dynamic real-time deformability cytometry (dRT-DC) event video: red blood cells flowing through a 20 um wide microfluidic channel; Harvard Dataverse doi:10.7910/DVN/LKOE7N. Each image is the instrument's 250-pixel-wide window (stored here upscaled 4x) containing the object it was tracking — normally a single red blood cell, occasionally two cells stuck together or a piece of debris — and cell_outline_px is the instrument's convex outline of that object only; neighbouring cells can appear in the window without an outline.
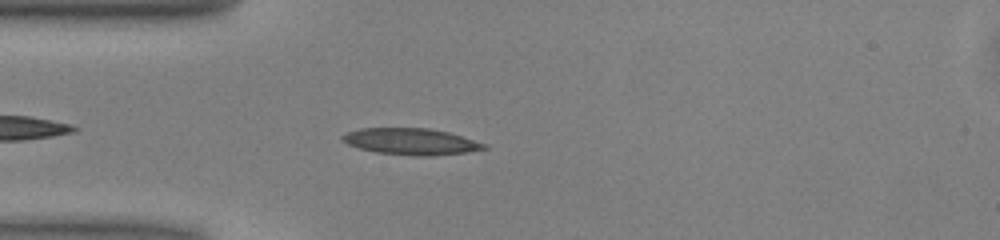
{"species": "common noctule bat (a hibernating species)", "species_latin": "Nyctalus noctula", "temperature_condition": "warm", "stored_images_in_passage": 36, "camera_frame_rate_fps": 3000, "um_per_image_px": 0.085, "animal": {"sex": "male", "body_mass_g": 13.0, "forearm_length_mm": 53.1}, "frame": {"image": 1, "passage_image": 1, "time_ms": 0.0, "image_size_px": [1000, 240], "cell_outline_px": [[488, 148], [464, 152], [436, 156], [416, 156], [376, 152], [360, 148], [348, 144], [340, 140], [340, 136], [348, 132], [360, 128], [428, 128], [448, 132], [488, 144]], "centroid_in_image_um": [34.93, 12.03], "position_along_channel_um": 50.1, "area_um2": 21.85}}
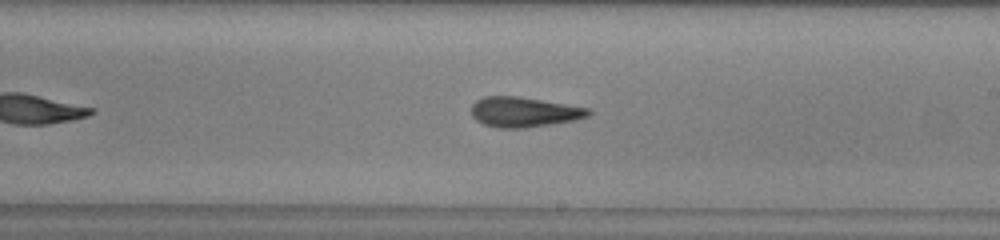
{"frame": {"image": 2, "passage_image": 16, "time_ms": 5.0, "image_size_px": [1000, 240], "cell_outline_px": [[592, 112], [588, 116], [576, 120], [552, 124], [524, 128], [500, 128], [484, 124], [476, 120], [472, 116], [472, 104], [476, 100], [484, 96], [516, 96], [592, 108]], "centroid_in_image_um": [44.56, 9.52], "position_along_channel_um": 244.4, "area_um2": 20.58}}
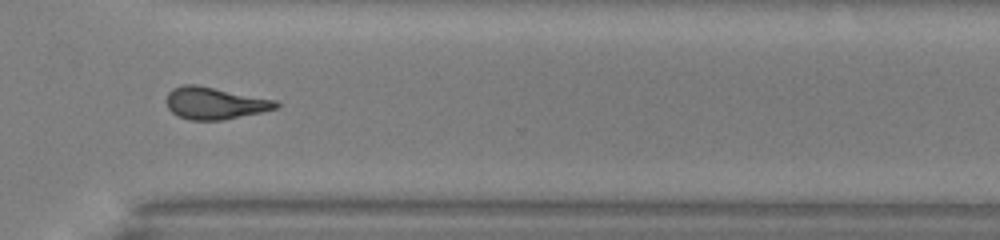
{"frame": {"image": 3, "passage_image": 24, "time_ms": 7.667, "image_size_px": [1000, 240], "cell_outline_px": [[280, 108], [220, 120], [192, 120], [180, 116], [172, 112], [168, 108], [168, 92], [172, 88], [184, 84], [196, 84], [276, 100], [280, 104]], "centroid_in_image_um": [18.28, 8.76], "position_along_channel_um": 352.3, "area_um2": 20.23}, "authors_computed_cell_mechanics": {"area_um2": 20.2011, "velocity_mm_per_s": 4.0381, "shape_relaxation_time_tau1_ms": null, "shape_relaxation_time_tau2_ms": 2.6428, "deformation_change_tau1": null, "deformation_change_tau2": 0.1195}}